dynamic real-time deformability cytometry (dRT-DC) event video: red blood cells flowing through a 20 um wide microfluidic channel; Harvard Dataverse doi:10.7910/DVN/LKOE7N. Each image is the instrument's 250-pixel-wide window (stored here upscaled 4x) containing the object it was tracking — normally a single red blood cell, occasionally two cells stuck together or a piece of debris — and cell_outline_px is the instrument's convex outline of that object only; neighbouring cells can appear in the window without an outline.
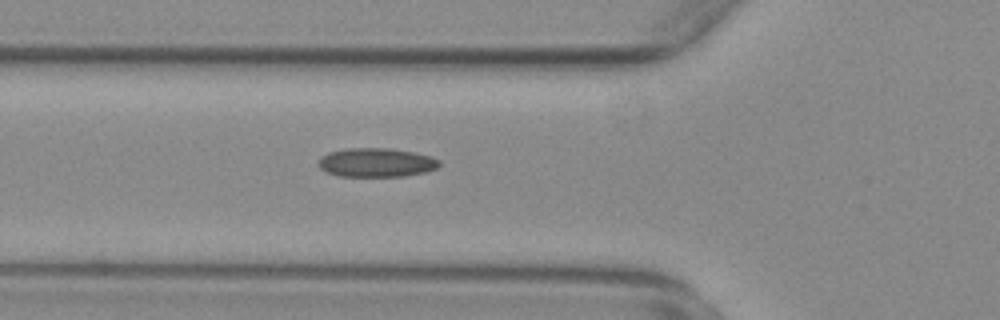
{"species": "common noctule bat (a hibernating species)", "species_latin": "Nyctalus noctula", "temperature_condition": "warm", "stored_images_in_passage": 41, "camera_frame_rate_fps": 3000, "um_per_image_px": 0.085, "animal": {"sex": "female", "body_mass_g": 29.2, "forearm_length_mm": 56.3}, "frame": {"image": 1, "passage_image": 5, "time_ms": 1.333, "image_size_px": [1000, 320], "cell_outline_px": [[440, 164], [436, 168], [424, 172], [404, 176], [340, 176], [328, 172], [320, 168], [316, 164], [320, 156], [328, 152], [348, 148], [388, 148], [412, 152], [432, 156], [440, 160]], "centroid_in_image_um": [31.96, 13.81], "position_along_channel_um": 93.8, "area_um2": 20.4}}
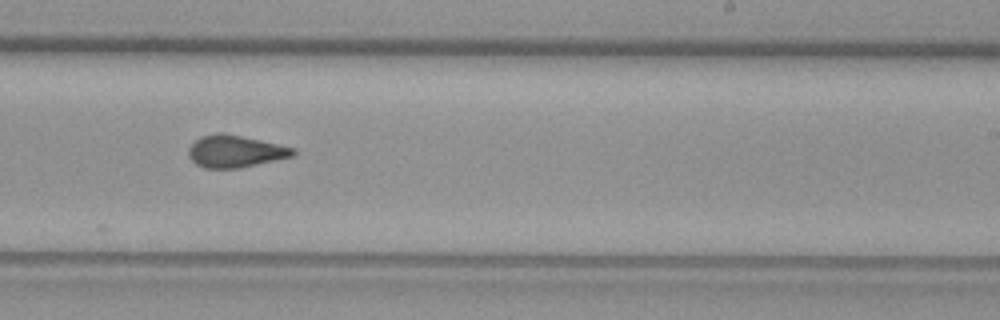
{"frame": {"image": 2, "passage_image": 19, "time_ms": 6.0, "image_size_px": [1000, 320], "cell_outline_px": [[296, 152], [292, 156], [276, 160], [240, 168], [204, 168], [196, 164], [188, 156], [188, 148], [200, 136], [220, 132], [224, 132], [296, 148]], "centroid_in_image_um": [19.98, 12.86], "position_along_channel_um": 269.0, "area_um2": 19.59}}
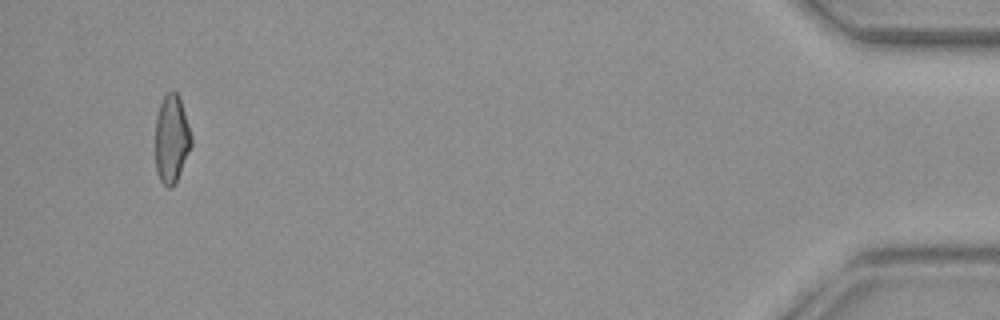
{"frame": {"image": 3, "passage_image": 38, "time_ms": 12.333, "image_size_px": [1000, 320], "cell_outline_px": [[192, 144], [180, 172], [172, 188], [168, 188], [160, 180], [156, 172], [156, 116], [160, 104], [164, 96], [168, 92], [176, 92], [180, 96], [192, 136]], "centroid_in_image_um": [14.59, 11.79], "position_along_channel_um": 420.6, "area_um2": 18.38}, "authors_computed_cell_mechanics": {"area_um2": 19.363, "velocity_mm_per_s": 3.7492, "shape_relaxation_time_tau1_ms": null, "shape_relaxation_time_tau2_ms": 1.9444, "deformation_change_tau1": null, "deformation_change_tau2": 0.0863}}